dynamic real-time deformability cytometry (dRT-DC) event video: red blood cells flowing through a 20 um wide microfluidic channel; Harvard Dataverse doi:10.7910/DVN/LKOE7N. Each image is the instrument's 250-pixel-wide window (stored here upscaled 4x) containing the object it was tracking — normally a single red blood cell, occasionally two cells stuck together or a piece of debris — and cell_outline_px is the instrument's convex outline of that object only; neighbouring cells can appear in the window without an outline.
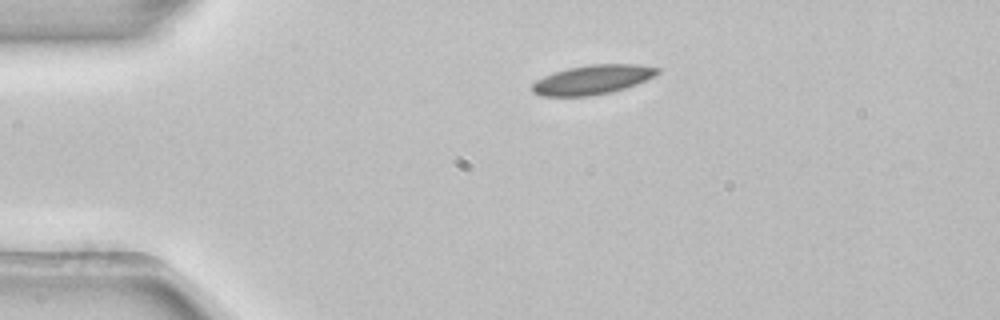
{"species": "common noctule bat (a hibernating species)", "species_latin": "Nyctalus noctula", "temperature_condition": "room temperature", "stored_images_in_passage": 2, "camera_frame_rate_fps": 3000, "um_per_image_px": 0.085, "animal": {"sex": "female", "body_mass_g": 22.7, "forearm_length_mm": 54.2}, "frame": {"image": 1, "passage_image": 1, "time_ms": 0.0, "image_size_px": [1000, 320], "cell_outline_px": [[660, 72], [656, 76], [636, 84], [612, 92], [588, 96], [540, 96], [532, 92], [532, 84], [536, 80], [544, 76], [568, 68], [592, 64], [640, 64], [660, 68]], "centroid_in_image_um": [50.39, 6.77], "position_along_channel_um": 34.6, "area_um2": 21.44}}